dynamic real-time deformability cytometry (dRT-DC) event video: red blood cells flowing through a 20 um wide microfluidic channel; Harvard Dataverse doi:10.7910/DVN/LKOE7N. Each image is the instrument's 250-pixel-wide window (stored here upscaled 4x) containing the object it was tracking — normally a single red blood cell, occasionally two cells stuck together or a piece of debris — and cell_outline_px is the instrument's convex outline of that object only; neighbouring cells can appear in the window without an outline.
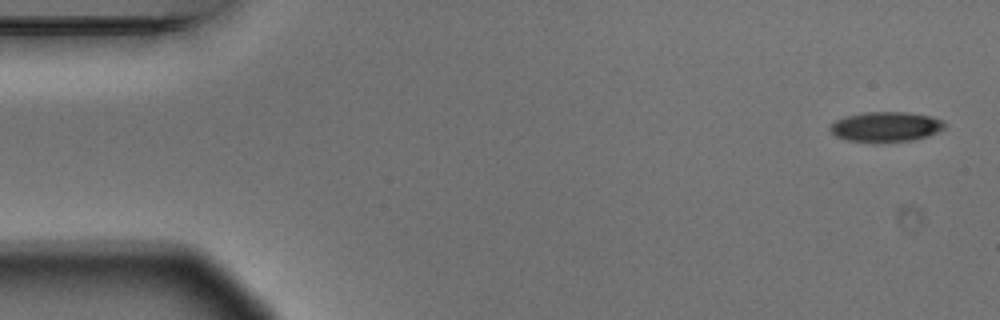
{"species": "Egyptian fruit bat (a non-hibernating species)", "species_latin": "Rousettus aegyptiacus", "temperature_condition": "warm", "stored_images_in_passage": 8, "camera_frame_rate_fps": 3000, "um_per_image_px": 0.085, "animal": {"sex": "male"}, "frame": {"image": 1, "passage_image": 1, "time_ms": 0.0, "image_size_px": [1000, 320], "cell_outline_px": [[948, 124], [940, 132], [928, 136], [912, 140], [848, 140], [836, 136], [828, 128], [836, 120], [844, 116], [864, 112], [908, 112], [932, 116], [944, 120]], "centroid_in_image_um": [75.37, 10.73], "position_along_channel_um": 9.6, "area_um2": 19.71}}
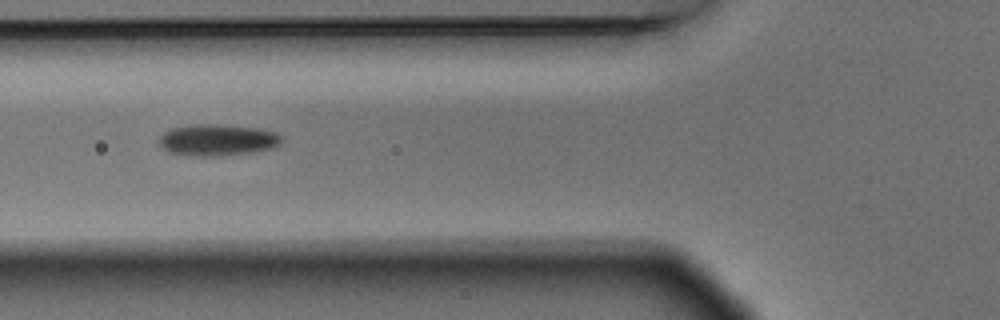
{"frame": {"image": 2, "passage_image": 6, "time_ms": 1.667, "image_size_px": [1000, 320], "cell_outline_px": [[284, 140], [280, 144], [272, 148], [252, 152], [220, 156], [184, 156], [168, 152], [156, 140], [164, 132], [172, 128], [192, 124], [216, 124], [260, 128], [276, 132], [284, 136]], "centroid_in_image_um": [18.49, 11.9], "position_along_channel_um": 107.3, "area_um2": 22.95}}
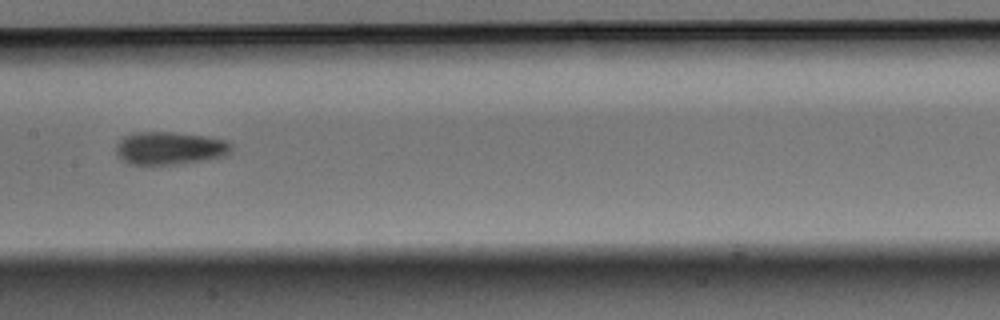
{"frame": {"image": 3, "passage_image": 8, "time_ms": 2.333, "image_size_px": [1000, 320], "cell_outline_px": [[232, 152], [224, 156], [200, 160], [172, 164], [128, 164], [116, 152], [116, 144], [124, 136], [132, 132], [176, 132], [208, 136], [228, 140], [232, 144]], "centroid_in_image_um": [14.46, 12.57], "position_along_channel_um": 192.9, "area_um2": 22.08}}